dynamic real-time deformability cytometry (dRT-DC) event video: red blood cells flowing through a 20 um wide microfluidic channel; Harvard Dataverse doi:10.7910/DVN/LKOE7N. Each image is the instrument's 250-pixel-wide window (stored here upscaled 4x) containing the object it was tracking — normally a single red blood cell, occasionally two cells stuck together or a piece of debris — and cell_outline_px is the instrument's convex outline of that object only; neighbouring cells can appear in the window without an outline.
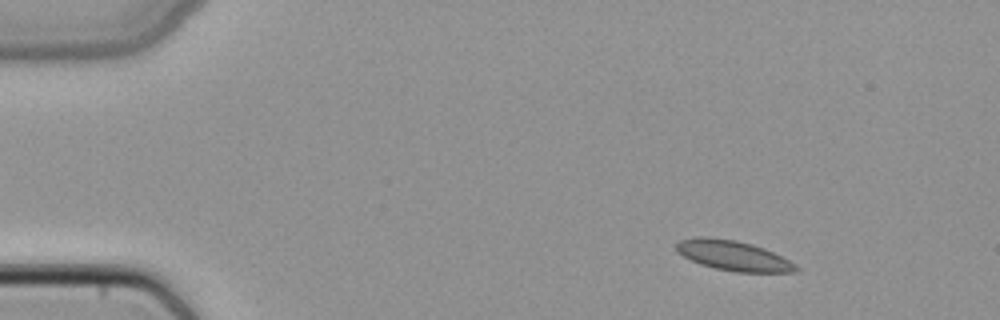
{"species": "common noctule bat (a hibernating species)", "species_latin": "Nyctalus noctula", "temperature_condition": "cold", "stored_images_in_passage": 3, "camera_frame_rate_fps": 3000, "um_per_image_px": 0.085, "animal": {"sex": "female", "body_mass_g": 22.7, "forearm_length_mm": 54.2}, "frame": {"image": 1, "passage_image": 1, "time_ms": 0.0, "image_size_px": [1000, 320], "cell_outline_px": [[800, 268], [796, 272], [736, 272], [716, 268], [700, 264], [676, 252], [676, 244], [680, 240], [700, 236], [708, 236], [736, 240], [752, 244], [764, 248], [796, 264]], "centroid_in_image_um": [62.32, 21.72], "position_along_channel_um": 22.7, "area_um2": 20.87}}